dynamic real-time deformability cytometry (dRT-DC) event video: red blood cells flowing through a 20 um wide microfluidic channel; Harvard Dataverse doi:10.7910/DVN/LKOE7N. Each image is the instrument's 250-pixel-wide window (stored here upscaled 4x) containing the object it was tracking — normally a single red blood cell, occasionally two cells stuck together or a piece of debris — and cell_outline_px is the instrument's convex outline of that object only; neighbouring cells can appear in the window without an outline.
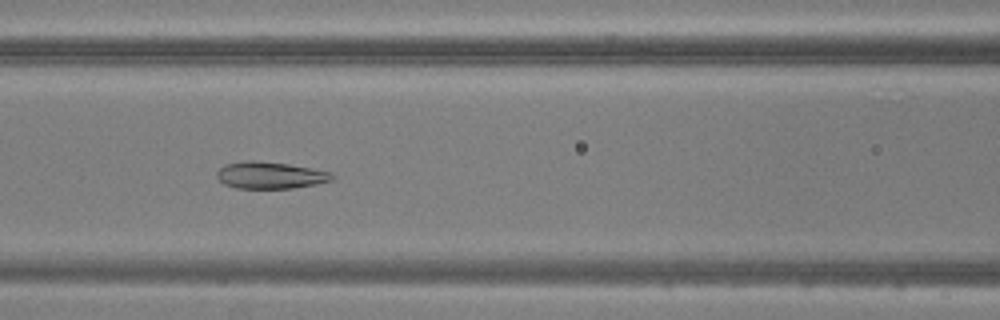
{"species": "common noctule bat (a hibernating species)", "species_latin": "Nyctalus noctula", "temperature_condition": "warm", "stored_images_in_passage": 28, "camera_frame_rate_fps": 3000, "um_per_image_px": 0.085, "animal": {"sex": "male", "body_mass_g": 20.5, "forearm_length_mm": 52.5}, "frame": {"image": 1, "passage_image": 6, "time_ms": 1.667, "image_size_px": [1000, 320], "cell_outline_px": [[336, 176], [332, 180], [316, 184], [292, 188], [236, 188], [224, 184], [216, 176], [216, 172], [224, 164], [244, 160], [256, 160], [288, 164], [312, 168], [332, 172]], "centroid_in_image_um": [22.97, 14.88], "position_along_channel_um": 143.6, "area_um2": 18.21}}
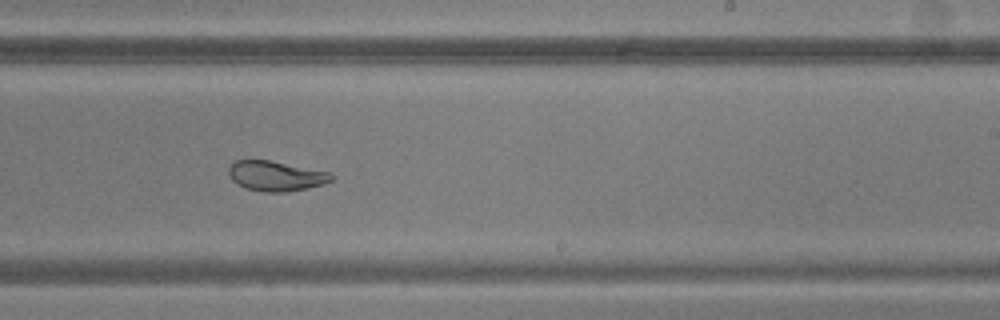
{"frame": {"image": 2, "passage_image": 15, "time_ms": 4.667, "image_size_px": [1000, 320], "cell_outline_px": [[336, 176], [332, 180], [324, 184], [308, 188], [288, 192], [264, 192], [244, 188], [232, 180], [228, 172], [228, 168], [236, 160], [268, 160], [328, 172]], "centroid_in_image_um": [23.45, 14.97], "position_along_channel_um": 265.5, "area_um2": 17.92}}
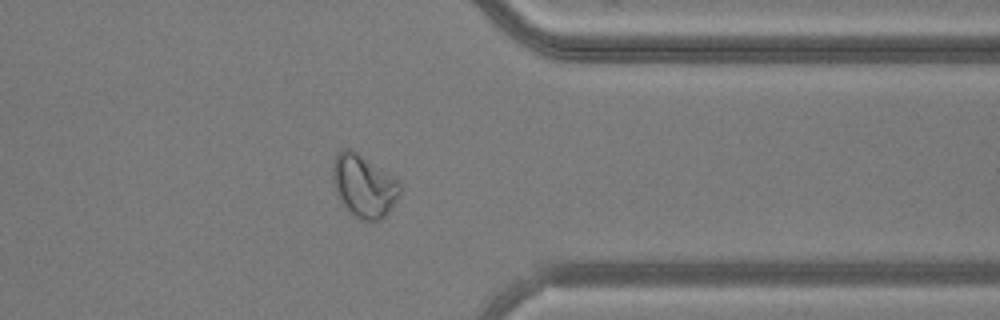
{"frame": {"image": 3, "passage_image": 24, "time_ms": 7.667, "image_size_px": [1000, 320], "cell_outline_px": [[404, 184], [396, 200], [388, 212], [380, 220], [360, 220], [348, 212], [344, 208], [336, 192], [332, 180], [332, 168], [336, 152], [340, 148], [348, 148], [356, 152]], "centroid_in_image_um": [30.9, 15.8], "position_along_channel_um": 380.5, "area_um2": 24.57}}